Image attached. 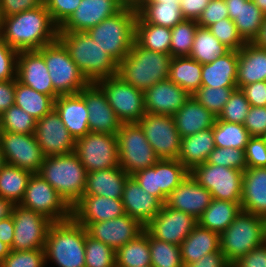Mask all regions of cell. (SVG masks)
Wrapping results in <instances>:
<instances>
[{"label": "cell", "mask_w": 266, "mask_h": 267, "mask_svg": "<svg viewBox=\"0 0 266 267\" xmlns=\"http://www.w3.org/2000/svg\"><path fill=\"white\" fill-rule=\"evenodd\" d=\"M58 30L43 4L32 10L3 17L2 39L17 51L38 50L55 41Z\"/></svg>", "instance_id": "obj_1"}, {"label": "cell", "mask_w": 266, "mask_h": 267, "mask_svg": "<svg viewBox=\"0 0 266 267\" xmlns=\"http://www.w3.org/2000/svg\"><path fill=\"white\" fill-rule=\"evenodd\" d=\"M58 39L89 83L117 75L118 63L86 32H58Z\"/></svg>", "instance_id": "obj_2"}, {"label": "cell", "mask_w": 266, "mask_h": 267, "mask_svg": "<svg viewBox=\"0 0 266 267\" xmlns=\"http://www.w3.org/2000/svg\"><path fill=\"white\" fill-rule=\"evenodd\" d=\"M86 233V228L72 217L53 222L44 247L46 266L51 260L58 267H85Z\"/></svg>", "instance_id": "obj_3"}, {"label": "cell", "mask_w": 266, "mask_h": 267, "mask_svg": "<svg viewBox=\"0 0 266 267\" xmlns=\"http://www.w3.org/2000/svg\"><path fill=\"white\" fill-rule=\"evenodd\" d=\"M171 58L170 54L154 52L134 42L130 52L118 63L117 76L145 92L157 82L168 79Z\"/></svg>", "instance_id": "obj_4"}, {"label": "cell", "mask_w": 266, "mask_h": 267, "mask_svg": "<svg viewBox=\"0 0 266 267\" xmlns=\"http://www.w3.org/2000/svg\"><path fill=\"white\" fill-rule=\"evenodd\" d=\"M137 8L124 6L86 33L105 50L117 63L132 49L135 42Z\"/></svg>", "instance_id": "obj_5"}, {"label": "cell", "mask_w": 266, "mask_h": 267, "mask_svg": "<svg viewBox=\"0 0 266 267\" xmlns=\"http://www.w3.org/2000/svg\"><path fill=\"white\" fill-rule=\"evenodd\" d=\"M39 174L71 207L84 195L87 171L75 152L45 157Z\"/></svg>", "instance_id": "obj_6"}, {"label": "cell", "mask_w": 266, "mask_h": 267, "mask_svg": "<svg viewBox=\"0 0 266 267\" xmlns=\"http://www.w3.org/2000/svg\"><path fill=\"white\" fill-rule=\"evenodd\" d=\"M220 250L232 266L252 249L266 242V219L241 210L220 234Z\"/></svg>", "instance_id": "obj_7"}, {"label": "cell", "mask_w": 266, "mask_h": 267, "mask_svg": "<svg viewBox=\"0 0 266 267\" xmlns=\"http://www.w3.org/2000/svg\"><path fill=\"white\" fill-rule=\"evenodd\" d=\"M38 51L43 55L53 88L59 95L77 94L89 84L58 38Z\"/></svg>", "instance_id": "obj_8"}, {"label": "cell", "mask_w": 266, "mask_h": 267, "mask_svg": "<svg viewBox=\"0 0 266 267\" xmlns=\"http://www.w3.org/2000/svg\"><path fill=\"white\" fill-rule=\"evenodd\" d=\"M116 136L119 164L128 175L152 167L159 160L138 123H122Z\"/></svg>", "instance_id": "obj_9"}, {"label": "cell", "mask_w": 266, "mask_h": 267, "mask_svg": "<svg viewBox=\"0 0 266 267\" xmlns=\"http://www.w3.org/2000/svg\"><path fill=\"white\" fill-rule=\"evenodd\" d=\"M20 205L39 213L52 222L66 221L72 217V207L39 174H32Z\"/></svg>", "instance_id": "obj_10"}, {"label": "cell", "mask_w": 266, "mask_h": 267, "mask_svg": "<svg viewBox=\"0 0 266 267\" xmlns=\"http://www.w3.org/2000/svg\"><path fill=\"white\" fill-rule=\"evenodd\" d=\"M189 174L211 193L212 199L241 202L243 171L205 162L193 167Z\"/></svg>", "instance_id": "obj_11"}, {"label": "cell", "mask_w": 266, "mask_h": 267, "mask_svg": "<svg viewBox=\"0 0 266 267\" xmlns=\"http://www.w3.org/2000/svg\"><path fill=\"white\" fill-rule=\"evenodd\" d=\"M96 84L122 123H138L145 115L143 91L124 82L117 75L98 80Z\"/></svg>", "instance_id": "obj_12"}, {"label": "cell", "mask_w": 266, "mask_h": 267, "mask_svg": "<svg viewBox=\"0 0 266 267\" xmlns=\"http://www.w3.org/2000/svg\"><path fill=\"white\" fill-rule=\"evenodd\" d=\"M87 172L120 166L117 136L89 132L75 140V151Z\"/></svg>", "instance_id": "obj_13"}, {"label": "cell", "mask_w": 266, "mask_h": 267, "mask_svg": "<svg viewBox=\"0 0 266 267\" xmlns=\"http://www.w3.org/2000/svg\"><path fill=\"white\" fill-rule=\"evenodd\" d=\"M14 239L11 250H35L45 247L48 230L53 223L35 211L15 204L12 212Z\"/></svg>", "instance_id": "obj_14"}, {"label": "cell", "mask_w": 266, "mask_h": 267, "mask_svg": "<svg viewBox=\"0 0 266 267\" xmlns=\"http://www.w3.org/2000/svg\"><path fill=\"white\" fill-rule=\"evenodd\" d=\"M138 124L159 159L178 158L181 137L173 116L145 113Z\"/></svg>", "instance_id": "obj_15"}, {"label": "cell", "mask_w": 266, "mask_h": 267, "mask_svg": "<svg viewBox=\"0 0 266 267\" xmlns=\"http://www.w3.org/2000/svg\"><path fill=\"white\" fill-rule=\"evenodd\" d=\"M0 147L7 164L39 173L44 154L34 134H19L1 131Z\"/></svg>", "instance_id": "obj_16"}, {"label": "cell", "mask_w": 266, "mask_h": 267, "mask_svg": "<svg viewBox=\"0 0 266 267\" xmlns=\"http://www.w3.org/2000/svg\"><path fill=\"white\" fill-rule=\"evenodd\" d=\"M34 135L45 157L75 151V139L69 134L55 109L36 120Z\"/></svg>", "instance_id": "obj_17"}, {"label": "cell", "mask_w": 266, "mask_h": 267, "mask_svg": "<svg viewBox=\"0 0 266 267\" xmlns=\"http://www.w3.org/2000/svg\"><path fill=\"white\" fill-rule=\"evenodd\" d=\"M197 224V219L192 215L163 204L159 213L145 226V229L154 238L180 245Z\"/></svg>", "instance_id": "obj_18"}, {"label": "cell", "mask_w": 266, "mask_h": 267, "mask_svg": "<svg viewBox=\"0 0 266 267\" xmlns=\"http://www.w3.org/2000/svg\"><path fill=\"white\" fill-rule=\"evenodd\" d=\"M87 234L117 250L126 243L136 239L145 230V227L136 219L124 214L121 217L90 223Z\"/></svg>", "instance_id": "obj_19"}, {"label": "cell", "mask_w": 266, "mask_h": 267, "mask_svg": "<svg viewBox=\"0 0 266 267\" xmlns=\"http://www.w3.org/2000/svg\"><path fill=\"white\" fill-rule=\"evenodd\" d=\"M79 93L87 105L90 132L116 135L122 122L108 104L102 89L96 83H89Z\"/></svg>", "instance_id": "obj_20"}, {"label": "cell", "mask_w": 266, "mask_h": 267, "mask_svg": "<svg viewBox=\"0 0 266 267\" xmlns=\"http://www.w3.org/2000/svg\"><path fill=\"white\" fill-rule=\"evenodd\" d=\"M123 7L120 0H82L58 32H86Z\"/></svg>", "instance_id": "obj_21"}, {"label": "cell", "mask_w": 266, "mask_h": 267, "mask_svg": "<svg viewBox=\"0 0 266 267\" xmlns=\"http://www.w3.org/2000/svg\"><path fill=\"white\" fill-rule=\"evenodd\" d=\"M16 78L23 85L54 99L59 96L53 88L43 55L38 50L18 51Z\"/></svg>", "instance_id": "obj_22"}, {"label": "cell", "mask_w": 266, "mask_h": 267, "mask_svg": "<svg viewBox=\"0 0 266 267\" xmlns=\"http://www.w3.org/2000/svg\"><path fill=\"white\" fill-rule=\"evenodd\" d=\"M125 214L122 199L83 195L72 206V218L85 228L90 223L106 221Z\"/></svg>", "instance_id": "obj_23"}, {"label": "cell", "mask_w": 266, "mask_h": 267, "mask_svg": "<svg viewBox=\"0 0 266 267\" xmlns=\"http://www.w3.org/2000/svg\"><path fill=\"white\" fill-rule=\"evenodd\" d=\"M212 201L211 193L190 174L167 197L165 205L199 219Z\"/></svg>", "instance_id": "obj_24"}, {"label": "cell", "mask_w": 266, "mask_h": 267, "mask_svg": "<svg viewBox=\"0 0 266 267\" xmlns=\"http://www.w3.org/2000/svg\"><path fill=\"white\" fill-rule=\"evenodd\" d=\"M190 96L170 79L159 81L144 92L145 113L173 116Z\"/></svg>", "instance_id": "obj_25"}, {"label": "cell", "mask_w": 266, "mask_h": 267, "mask_svg": "<svg viewBox=\"0 0 266 267\" xmlns=\"http://www.w3.org/2000/svg\"><path fill=\"white\" fill-rule=\"evenodd\" d=\"M122 203L125 214L139 221L144 227L163 206V203L143 189L133 176H129L125 182Z\"/></svg>", "instance_id": "obj_26"}, {"label": "cell", "mask_w": 266, "mask_h": 267, "mask_svg": "<svg viewBox=\"0 0 266 267\" xmlns=\"http://www.w3.org/2000/svg\"><path fill=\"white\" fill-rule=\"evenodd\" d=\"M54 109L75 140L90 132L87 105L80 93L59 95L55 99Z\"/></svg>", "instance_id": "obj_27"}, {"label": "cell", "mask_w": 266, "mask_h": 267, "mask_svg": "<svg viewBox=\"0 0 266 267\" xmlns=\"http://www.w3.org/2000/svg\"><path fill=\"white\" fill-rule=\"evenodd\" d=\"M241 209L266 219V167L243 171Z\"/></svg>", "instance_id": "obj_28"}, {"label": "cell", "mask_w": 266, "mask_h": 267, "mask_svg": "<svg viewBox=\"0 0 266 267\" xmlns=\"http://www.w3.org/2000/svg\"><path fill=\"white\" fill-rule=\"evenodd\" d=\"M229 18L246 43H251L263 23L265 14L253 0H225Z\"/></svg>", "instance_id": "obj_29"}, {"label": "cell", "mask_w": 266, "mask_h": 267, "mask_svg": "<svg viewBox=\"0 0 266 267\" xmlns=\"http://www.w3.org/2000/svg\"><path fill=\"white\" fill-rule=\"evenodd\" d=\"M176 129L181 138L212 128L217 117L200 104L194 96L173 115Z\"/></svg>", "instance_id": "obj_30"}, {"label": "cell", "mask_w": 266, "mask_h": 267, "mask_svg": "<svg viewBox=\"0 0 266 267\" xmlns=\"http://www.w3.org/2000/svg\"><path fill=\"white\" fill-rule=\"evenodd\" d=\"M238 51L230 50L215 61L202 64L201 87H237Z\"/></svg>", "instance_id": "obj_31"}, {"label": "cell", "mask_w": 266, "mask_h": 267, "mask_svg": "<svg viewBox=\"0 0 266 267\" xmlns=\"http://www.w3.org/2000/svg\"><path fill=\"white\" fill-rule=\"evenodd\" d=\"M129 176L120 166L87 172L84 195L122 199L124 185Z\"/></svg>", "instance_id": "obj_32"}, {"label": "cell", "mask_w": 266, "mask_h": 267, "mask_svg": "<svg viewBox=\"0 0 266 267\" xmlns=\"http://www.w3.org/2000/svg\"><path fill=\"white\" fill-rule=\"evenodd\" d=\"M266 81V50L246 43L238 51L237 87Z\"/></svg>", "instance_id": "obj_33"}, {"label": "cell", "mask_w": 266, "mask_h": 267, "mask_svg": "<svg viewBox=\"0 0 266 267\" xmlns=\"http://www.w3.org/2000/svg\"><path fill=\"white\" fill-rule=\"evenodd\" d=\"M220 235L197 224L180 244L183 266L194 263L211 252H221Z\"/></svg>", "instance_id": "obj_34"}, {"label": "cell", "mask_w": 266, "mask_h": 267, "mask_svg": "<svg viewBox=\"0 0 266 267\" xmlns=\"http://www.w3.org/2000/svg\"><path fill=\"white\" fill-rule=\"evenodd\" d=\"M213 149V129L209 128L181 138L177 159L190 171L193 167L205 163Z\"/></svg>", "instance_id": "obj_35"}, {"label": "cell", "mask_w": 266, "mask_h": 267, "mask_svg": "<svg viewBox=\"0 0 266 267\" xmlns=\"http://www.w3.org/2000/svg\"><path fill=\"white\" fill-rule=\"evenodd\" d=\"M241 210L240 202L212 199L197 221L201 227L220 235L235 220Z\"/></svg>", "instance_id": "obj_36"}, {"label": "cell", "mask_w": 266, "mask_h": 267, "mask_svg": "<svg viewBox=\"0 0 266 267\" xmlns=\"http://www.w3.org/2000/svg\"><path fill=\"white\" fill-rule=\"evenodd\" d=\"M202 64L190 56L172 57L168 79L191 96L201 87Z\"/></svg>", "instance_id": "obj_37"}, {"label": "cell", "mask_w": 266, "mask_h": 267, "mask_svg": "<svg viewBox=\"0 0 266 267\" xmlns=\"http://www.w3.org/2000/svg\"><path fill=\"white\" fill-rule=\"evenodd\" d=\"M135 42L142 48L170 54L171 29L146 23L137 16L135 22Z\"/></svg>", "instance_id": "obj_38"}, {"label": "cell", "mask_w": 266, "mask_h": 267, "mask_svg": "<svg viewBox=\"0 0 266 267\" xmlns=\"http://www.w3.org/2000/svg\"><path fill=\"white\" fill-rule=\"evenodd\" d=\"M55 99L40 93L15 79V101L19 106L36 120L42 118L54 109Z\"/></svg>", "instance_id": "obj_39"}, {"label": "cell", "mask_w": 266, "mask_h": 267, "mask_svg": "<svg viewBox=\"0 0 266 267\" xmlns=\"http://www.w3.org/2000/svg\"><path fill=\"white\" fill-rule=\"evenodd\" d=\"M32 174L30 171L6 163L0 170V197L14 204H20Z\"/></svg>", "instance_id": "obj_40"}, {"label": "cell", "mask_w": 266, "mask_h": 267, "mask_svg": "<svg viewBox=\"0 0 266 267\" xmlns=\"http://www.w3.org/2000/svg\"><path fill=\"white\" fill-rule=\"evenodd\" d=\"M137 13L146 23L170 29L184 20L179 3H142Z\"/></svg>", "instance_id": "obj_41"}, {"label": "cell", "mask_w": 266, "mask_h": 267, "mask_svg": "<svg viewBox=\"0 0 266 267\" xmlns=\"http://www.w3.org/2000/svg\"><path fill=\"white\" fill-rule=\"evenodd\" d=\"M116 267H142L151 265L149 232L145 229L136 239L115 251Z\"/></svg>", "instance_id": "obj_42"}, {"label": "cell", "mask_w": 266, "mask_h": 267, "mask_svg": "<svg viewBox=\"0 0 266 267\" xmlns=\"http://www.w3.org/2000/svg\"><path fill=\"white\" fill-rule=\"evenodd\" d=\"M230 51L223 45L208 28H197L190 57L200 64H208L215 61Z\"/></svg>", "instance_id": "obj_43"}, {"label": "cell", "mask_w": 266, "mask_h": 267, "mask_svg": "<svg viewBox=\"0 0 266 267\" xmlns=\"http://www.w3.org/2000/svg\"><path fill=\"white\" fill-rule=\"evenodd\" d=\"M212 129L215 147H231L245 150L251 137L243 124L230 123L218 118Z\"/></svg>", "instance_id": "obj_44"}, {"label": "cell", "mask_w": 266, "mask_h": 267, "mask_svg": "<svg viewBox=\"0 0 266 267\" xmlns=\"http://www.w3.org/2000/svg\"><path fill=\"white\" fill-rule=\"evenodd\" d=\"M149 248L152 267H184L180 245L159 240L149 233Z\"/></svg>", "instance_id": "obj_45"}, {"label": "cell", "mask_w": 266, "mask_h": 267, "mask_svg": "<svg viewBox=\"0 0 266 267\" xmlns=\"http://www.w3.org/2000/svg\"><path fill=\"white\" fill-rule=\"evenodd\" d=\"M197 28V21L184 19L171 29L170 55L172 57L190 56Z\"/></svg>", "instance_id": "obj_46"}, {"label": "cell", "mask_w": 266, "mask_h": 267, "mask_svg": "<svg viewBox=\"0 0 266 267\" xmlns=\"http://www.w3.org/2000/svg\"><path fill=\"white\" fill-rule=\"evenodd\" d=\"M188 174L189 170L178 159L158 160L159 188L167 197Z\"/></svg>", "instance_id": "obj_47"}, {"label": "cell", "mask_w": 266, "mask_h": 267, "mask_svg": "<svg viewBox=\"0 0 266 267\" xmlns=\"http://www.w3.org/2000/svg\"><path fill=\"white\" fill-rule=\"evenodd\" d=\"M1 131L34 134L36 119L17 105H12L0 115Z\"/></svg>", "instance_id": "obj_48"}, {"label": "cell", "mask_w": 266, "mask_h": 267, "mask_svg": "<svg viewBox=\"0 0 266 267\" xmlns=\"http://www.w3.org/2000/svg\"><path fill=\"white\" fill-rule=\"evenodd\" d=\"M85 267H116L115 250L86 233Z\"/></svg>", "instance_id": "obj_49"}, {"label": "cell", "mask_w": 266, "mask_h": 267, "mask_svg": "<svg viewBox=\"0 0 266 267\" xmlns=\"http://www.w3.org/2000/svg\"><path fill=\"white\" fill-rule=\"evenodd\" d=\"M236 88L238 87H200L193 96L207 110L218 117Z\"/></svg>", "instance_id": "obj_50"}, {"label": "cell", "mask_w": 266, "mask_h": 267, "mask_svg": "<svg viewBox=\"0 0 266 267\" xmlns=\"http://www.w3.org/2000/svg\"><path fill=\"white\" fill-rule=\"evenodd\" d=\"M250 107L251 105L246 99L244 92L236 88L217 118L230 123L243 124Z\"/></svg>", "instance_id": "obj_51"}, {"label": "cell", "mask_w": 266, "mask_h": 267, "mask_svg": "<svg viewBox=\"0 0 266 267\" xmlns=\"http://www.w3.org/2000/svg\"><path fill=\"white\" fill-rule=\"evenodd\" d=\"M206 163L244 171L247 168L245 150L231 147H215L208 156Z\"/></svg>", "instance_id": "obj_52"}, {"label": "cell", "mask_w": 266, "mask_h": 267, "mask_svg": "<svg viewBox=\"0 0 266 267\" xmlns=\"http://www.w3.org/2000/svg\"><path fill=\"white\" fill-rule=\"evenodd\" d=\"M211 33L230 50L239 51L246 42L240 36L236 25L230 18L221 19L208 28Z\"/></svg>", "instance_id": "obj_53"}, {"label": "cell", "mask_w": 266, "mask_h": 267, "mask_svg": "<svg viewBox=\"0 0 266 267\" xmlns=\"http://www.w3.org/2000/svg\"><path fill=\"white\" fill-rule=\"evenodd\" d=\"M45 249L11 250L0 263V267H45Z\"/></svg>", "instance_id": "obj_54"}, {"label": "cell", "mask_w": 266, "mask_h": 267, "mask_svg": "<svg viewBox=\"0 0 266 267\" xmlns=\"http://www.w3.org/2000/svg\"><path fill=\"white\" fill-rule=\"evenodd\" d=\"M82 0H44L53 23L60 28L76 11Z\"/></svg>", "instance_id": "obj_55"}, {"label": "cell", "mask_w": 266, "mask_h": 267, "mask_svg": "<svg viewBox=\"0 0 266 267\" xmlns=\"http://www.w3.org/2000/svg\"><path fill=\"white\" fill-rule=\"evenodd\" d=\"M132 176L143 189L165 204L167 196L159 188L158 161L152 167L140 170Z\"/></svg>", "instance_id": "obj_56"}, {"label": "cell", "mask_w": 266, "mask_h": 267, "mask_svg": "<svg viewBox=\"0 0 266 267\" xmlns=\"http://www.w3.org/2000/svg\"><path fill=\"white\" fill-rule=\"evenodd\" d=\"M18 51L0 38V81L16 78Z\"/></svg>", "instance_id": "obj_57"}, {"label": "cell", "mask_w": 266, "mask_h": 267, "mask_svg": "<svg viewBox=\"0 0 266 267\" xmlns=\"http://www.w3.org/2000/svg\"><path fill=\"white\" fill-rule=\"evenodd\" d=\"M247 168L266 167V140L264 137H250L245 149Z\"/></svg>", "instance_id": "obj_58"}, {"label": "cell", "mask_w": 266, "mask_h": 267, "mask_svg": "<svg viewBox=\"0 0 266 267\" xmlns=\"http://www.w3.org/2000/svg\"><path fill=\"white\" fill-rule=\"evenodd\" d=\"M226 18H229V14L225 0H210L197 20V24L199 27L209 28L212 24Z\"/></svg>", "instance_id": "obj_59"}, {"label": "cell", "mask_w": 266, "mask_h": 267, "mask_svg": "<svg viewBox=\"0 0 266 267\" xmlns=\"http://www.w3.org/2000/svg\"><path fill=\"white\" fill-rule=\"evenodd\" d=\"M252 137H264L266 135V106H251L243 123Z\"/></svg>", "instance_id": "obj_60"}, {"label": "cell", "mask_w": 266, "mask_h": 267, "mask_svg": "<svg viewBox=\"0 0 266 267\" xmlns=\"http://www.w3.org/2000/svg\"><path fill=\"white\" fill-rule=\"evenodd\" d=\"M43 4L44 0H0V11L3 17H8L35 9Z\"/></svg>", "instance_id": "obj_61"}, {"label": "cell", "mask_w": 266, "mask_h": 267, "mask_svg": "<svg viewBox=\"0 0 266 267\" xmlns=\"http://www.w3.org/2000/svg\"><path fill=\"white\" fill-rule=\"evenodd\" d=\"M241 90L244 92L251 106H266V81L244 85Z\"/></svg>", "instance_id": "obj_62"}, {"label": "cell", "mask_w": 266, "mask_h": 267, "mask_svg": "<svg viewBox=\"0 0 266 267\" xmlns=\"http://www.w3.org/2000/svg\"><path fill=\"white\" fill-rule=\"evenodd\" d=\"M231 267H266V242L252 249Z\"/></svg>", "instance_id": "obj_63"}, {"label": "cell", "mask_w": 266, "mask_h": 267, "mask_svg": "<svg viewBox=\"0 0 266 267\" xmlns=\"http://www.w3.org/2000/svg\"><path fill=\"white\" fill-rule=\"evenodd\" d=\"M210 0H180L179 6L184 19L197 21Z\"/></svg>", "instance_id": "obj_64"}, {"label": "cell", "mask_w": 266, "mask_h": 267, "mask_svg": "<svg viewBox=\"0 0 266 267\" xmlns=\"http://www.w3.org/2000/svg\"><path fill=\"white\" fill-rule=\"evenodd\" d=\"M15 101V79L0 81V115L7 111Z\"/></svg>", "instance_id": "obj_65"}, {"label": "cell", "mask_w": 266, "mask_h": 267, "mask_svg": "<svg viewBox=\"0 0 266 267\" xmlns=\"http://www.w3.org/2000/svg\"><path fill=\"white\" fill-rule=\"evenodd\" d=\"M184 267H231L222 252H211L198 261Z\"/></svg>", "instance_id": "obj_66"}, {"label": "cell", "mask_w": 266, "mask_h": 267, "mask_svg": "<svg viewBox=\"0 0 266 267\" xmlns=\"http://www.w3.org/2000/svg\"><path fill=\"white\" fill-rule=\"evenodd\" d=\"M14 239V222L12 215L0 220V240L12 247Z\"/></svg>", "instance_id": "obj_67"}, {"label": "cell", "mask_w": 266, "mask_h": 267, "mask_svg": "<svg viewBox=\"0 0 266 267\" xmlns=\"http://www.w3.org/2000/svg\"><path fill=\"white\" fill-rule=\"evenodd\" d=\"M251 43L258 48L266 50V15L264 17L261 28L259 29L256 37Z\"/></svg>", "instance_id": "obj_68"}, {"label": "cell", "mask_w": 266, "mask_h": 267, "mask_svg": "<svg viewBox=\"0 0 266 267\" xmlns=\"http://www.w3.org/2000/svg\"><path fill=\"white\" fill-rule=\"evenodd\" d=\"M14 205L12 201L0 197V220L12 215Z\"/></svg>", "instance_id": "obj_69"}, {"label": "cell", "mask_w": 266, "mask_h": 267, "mask_svg": "<svg viewBox=\"0 0 266 267\" xmlns=\"http://www.w3.org/2000/svg\"><path fill=\"white\" fill-rule=\"evenodd\" d=\"M10 251V247L0 240V263L9 255Z\"/></svg>", "instance_id": "obj_70"}, {"label": "cell", "mask_w": 266, "mask_h": 267, "mask_svg": "<svg viewBox=\"0 0 266 267\" xmlns=\"http://www.w3.org/2000/svg\"><path fill=\"white\" fill-rule=\"evenodd\" d=\"M124 6L138 8L145 0H120Z\"/></svg>", "instance_id": "obj_71"}, {"label": "cell", "mask_w": 266, "mask_h": 267, "mask_svg": "<svg viewBox=\"0 0 266 267\" xmlns=\"http://www.w3.org/2000/svg\"><path fill=\"white\" fill-rule=\"evenodd\" d=\"M253 2L260 8V10L266 15V0H253Z\"/></svg>", "instance_id": "obj_72"}, {"label": "cell", "mask_w": 266, "mask_h": 267, "mask_svg": "<svg viewBox=\"0 0 266 267\" xmlns=\"http://www.w3.org/2000/svg\"><path fill=\"white\" fill-rule=\"evenodd\" d=\"M180 0H145L143 3H179Z\"/></svg>", "instance_id": "obj_73"}, {"label": "cell", "mask_w": 266, "mask_h": 267, "mask_svg": "<svg viewBox=\"0 0 266 267\" xmlns=\"http://www.w3.org/2000/svg\"><path fill=\"white\" fill-rule=\"evenodd\" d=\"M6 164L5 159H4V155L1 151V147H0V170L2 169V167Z\"/></svg>", "instance_id": "obj_74"}, {"label": "cell", "mask_w": 266, "mask_h": 267, "mask_svg": "<svg viewBox=\"0 0 266 267\" xmlns=\"http://www.w3.org/2000/svg\"><path fill=\"white\" fill-rule=\"evenodd\" d=\"M2 25H3V16L0 11V38H2Z\"/></svg>", "instance_id": "obj_75"}]
</instances>
